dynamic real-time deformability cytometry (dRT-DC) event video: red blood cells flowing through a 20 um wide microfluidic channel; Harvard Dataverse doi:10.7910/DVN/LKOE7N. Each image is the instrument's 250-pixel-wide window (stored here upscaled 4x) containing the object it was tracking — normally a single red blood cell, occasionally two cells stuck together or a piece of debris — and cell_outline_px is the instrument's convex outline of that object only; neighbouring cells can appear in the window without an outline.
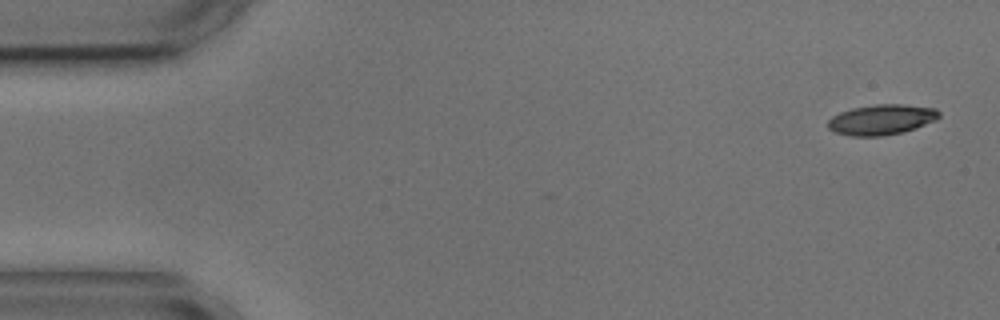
{"species": "common noctule bat (a hibernating species)", "species_latin": "Nyctalus noctula", "temperature_condition": "cold", "stored_images_in_passage": 2, "camera_frame_rate_fps": 3000, "um_per_image_px": 0.085, "animal": {"sex": "male", "body_mass_g": 17.9, "forearm_length_mm": 54.2}, "frame": {"image": 1, "passage_image": 1, "time_ms": 0.0, "image_size_px": [1000, 320], "cell_outline_px": [[940, 116], [936, 120], [916, 128], [904, 132], [880, 136], [852, 136], [836, 132], [828, 128], [828, 120], [832, 116], [840, 112], [852, 108], [876, 104], [900, 104], [936, 108], [940, 112]], "centroid_in_image_um": [74.95, 10.16], "position_along_channel_um": 10.1, "area_um2": 19.65}}